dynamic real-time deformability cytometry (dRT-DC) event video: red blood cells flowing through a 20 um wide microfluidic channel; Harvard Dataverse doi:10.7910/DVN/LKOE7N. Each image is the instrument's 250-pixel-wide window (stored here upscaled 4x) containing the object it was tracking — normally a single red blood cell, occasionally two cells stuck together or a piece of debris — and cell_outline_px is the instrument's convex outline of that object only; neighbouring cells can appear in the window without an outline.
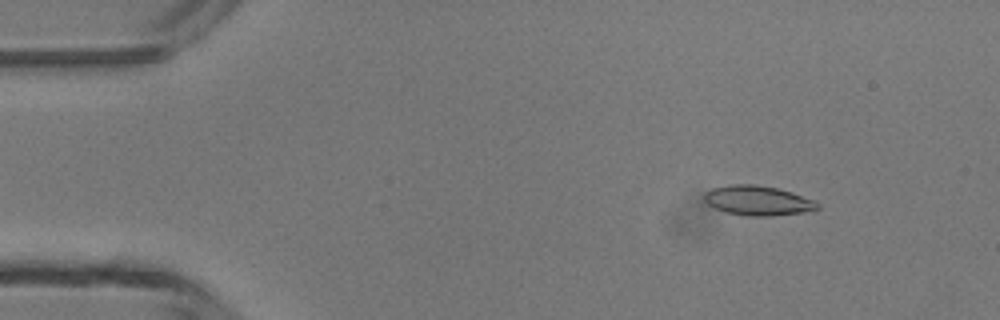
{"species": "common noctule bat (a hibernating species)", "species_latin": "Nyctalus noctula", "temperature_condition": "room temperature", "stored_images_in_passage": 47, "camera_frame_rate_fps": 3000, "um_per_image_px": 0.085, "animal": {"sex": "male", "body_mass_g": 13.3}, "frame": {"image": 1, "passage_image": 6, "time_ms": 1.667, "image_size_px": [1000, 320], "cell_outline_px": [[820, 208], [812, 212], [772, 216], [744, 216], [724, 212], [708, 204], [704, 200], [704, 192], [712, 188], [732, 184], [756, 184], [776, 188], [792, 192], [816, 200], [820, 204]], "centroid_in_image_um": [64.47, 17.06], "position_along_channel_um": 20.5, "area_um2": 20.06}}
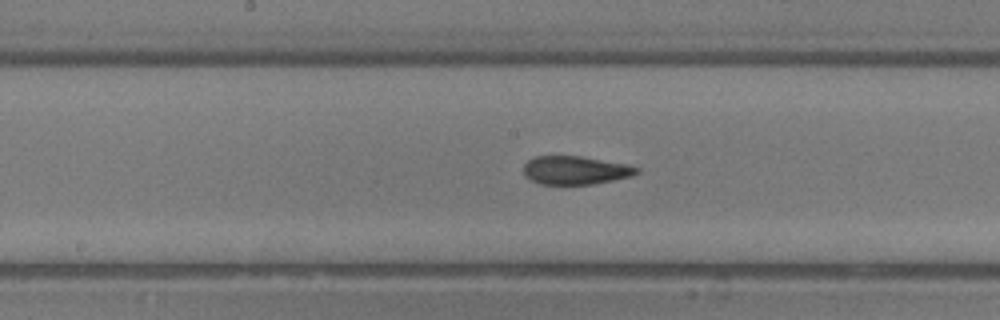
{"frame": {"image": 2, "passage_image": 24, "time_ms": 7.667, "image_size_px": [1000, 320], "cell_outline_px": [[640, 172], [632, 176], [592, 184], [540, 184], [524, 176], [524, 164], [528, 160], [536, 156], [580, 156], [628, 164], [640, 168]], "centroid_in_image_um": [48.92, 14.47], "position_along_channel_um": 199.3, "area_um2": 18.73}}
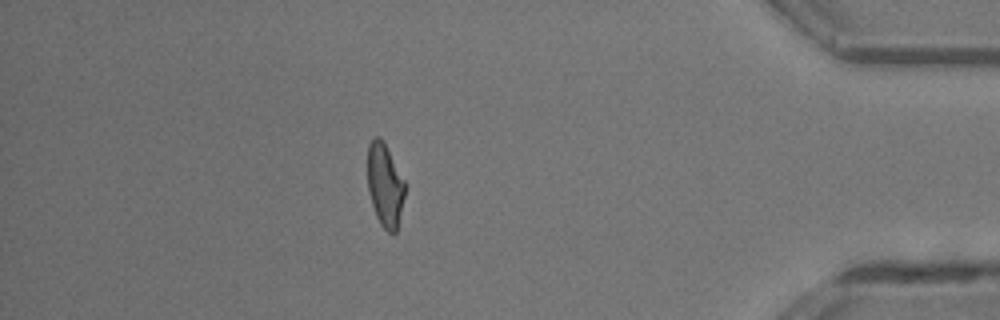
{"frame": {"image": 3, "passage_image": 41, "time_ms": 13.333, "image_size_px": [1000, 320], "cell_outline_px": [[404, 196], [396, 232], [388, 232], [380, 224], [376, 216], [372, 204], [368, 188], [368, 144], [372, 136], [380, 136], [404, 180]], "centroid_in_image_um": [32.7, 15.72], "position_along_channel_um": 402.5, "area_um2": 17.74}, "authors_computed_cell_mechanics": {"area_um2": 19.1318, "velocity_mm_per_s": 4.3977, "shape_relaxation_time_tau1_ms": 5.214, "shape_relaxation_time_tau2_ms": 1.5605, "deformation_change_tau1": 0.2102, "deformation_change_tau2": 0.0853}}